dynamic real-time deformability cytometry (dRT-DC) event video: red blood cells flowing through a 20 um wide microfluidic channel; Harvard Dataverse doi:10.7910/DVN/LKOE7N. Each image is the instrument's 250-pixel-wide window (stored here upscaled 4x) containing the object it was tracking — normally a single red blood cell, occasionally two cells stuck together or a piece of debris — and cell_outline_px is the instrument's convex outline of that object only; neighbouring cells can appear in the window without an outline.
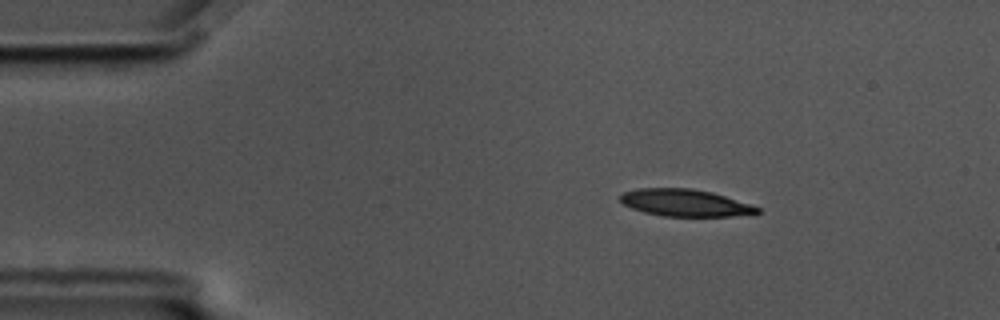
{"species": "common noctule bat (a hibernating species)", "species_latin": "Nyctalus noctula", "temperature_condition": "cold", "stored_images_in_passage": 49, "camera_frame_rate_fps": 3000, "um_per_image_px": 0.085, "animal": {"sex": "male", "body_mass_g": 17.5, "forearm_length_mm": 52.3}, "frame": {"image": 1, "passage_image": 1, "time_ms": 0.0, "image_size_px": [1000, 320], "cell_outline_px": [[760, 212], [732, 216], [664, 216], [644, 212], [632, 208], [624, 204], [620, 200], [620, 196], [624, 192], [636, 188], [692, 188], [712, 192], [752, 204], [760, 208]], "centroid_in_image_um": [58.23, 17.23], "position_along_channel_um": 26.8, "area_um2": 21.56}}
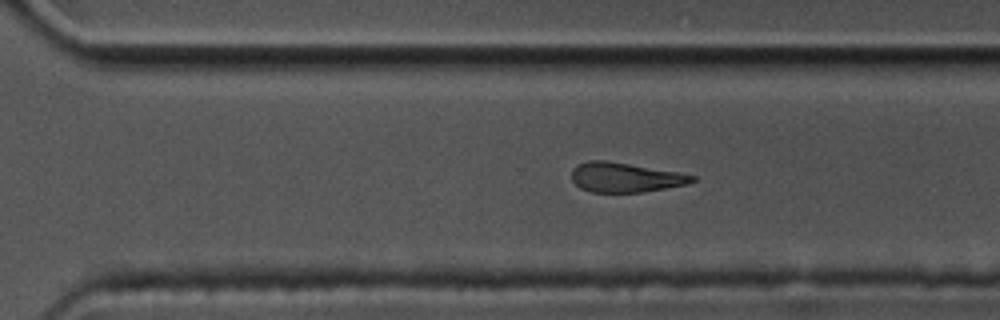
{"frame": {"image": 2, "passage_image": 31, "time_ms": 10.0, "image_size_px": [1000, 320], "cell_outline_px": [[696, 180], [688, 184], [644, 192], [592, 192], [580, 188], [572, 180], [572, 168], [576, 164], [588, 160], [608, 160], [680, 172], [696, 176]], "centroid_in_image_um": [53.15, 15.06], "position_along_channel_um": 317.5, "area_um2": 21.1}}
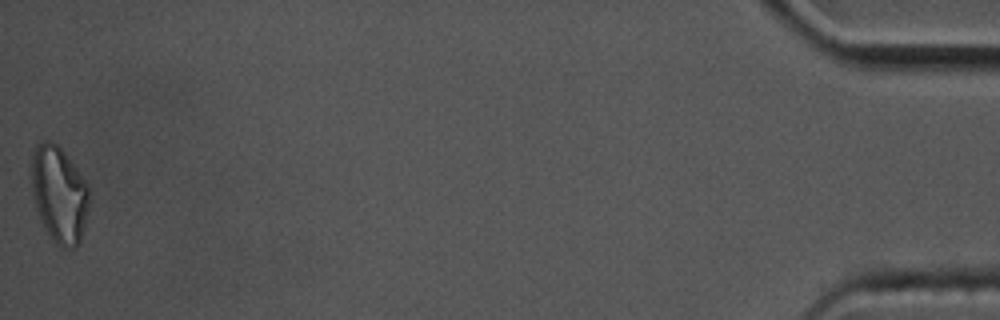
{"frame": {"image": 3, "passage_image": 49, "time_ms": 16.0, "image_size_px": [1000, 320], "cell_outline_px": [[88, 208], [84, 228], [80, 244], [76, 248], [60, 248], [56, 244], [40, 220], [32, 196], [32, 156], [36, 144], [40, 140], [52, 140], [64, 152], [88, 184]], "centroid_in_image_um": [5.02, 16.53], "position_along_channel_um": 430.2, "area_um2": 32.48}, "authors_computed_cell_mechanics": {"area_um2": 22.831, "velocity_mm_per_s": 3.5048, "shape_relaxation_time_tau1_ms": 4.9137, "shape_relaxation_time_tau2_ms": null, "deformation_change_tau1": 0.1571, "deformation_change_tau2": null}}